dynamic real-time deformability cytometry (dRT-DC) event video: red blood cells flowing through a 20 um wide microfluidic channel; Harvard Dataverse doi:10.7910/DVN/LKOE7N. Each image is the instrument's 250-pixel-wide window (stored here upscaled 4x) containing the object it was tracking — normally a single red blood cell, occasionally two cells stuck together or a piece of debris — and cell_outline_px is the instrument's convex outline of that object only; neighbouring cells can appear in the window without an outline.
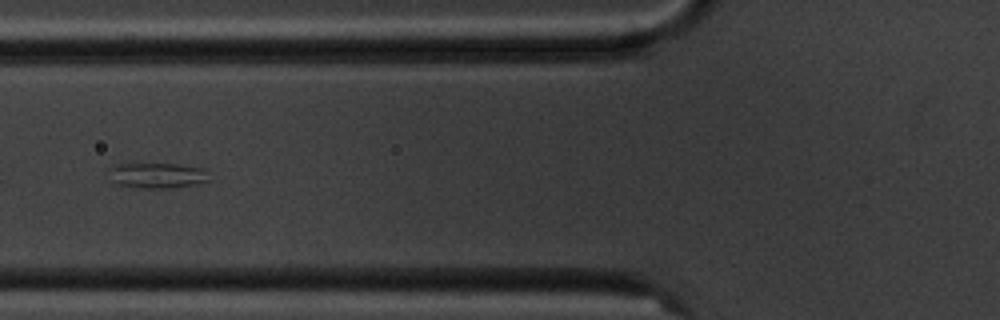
{"species": "common noctule bat (a hibernating species)", "species_latin": "Nyctalus noctula", "temperature_condition": "cold", "stored_images_in_passage": 13, "camera_frame_rate_fps": 3000, "um_per_image_px": 0.085, "animal": {"sex": "male", "body_mass_g": 20.1, "forearm_length_mm": 53.5}, "frame": {"image": 1, "passage_image": 6, "time_ms": 6.667, "image_size_px": [1000, 320], "cell_outline_px": [[212, 180], [196, 184], [172, 188], [144, 188], [116, 184], [108, 180], [108, 168], [112, 164], [176, 164], [204, 168]], "centroid_in_image_um": [13.32, 14.91], "position_along_channel_um": 112.5, "area_um2": 15.2}}
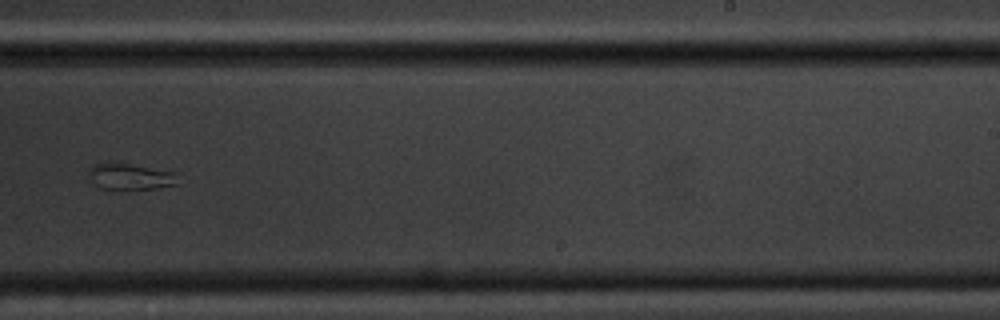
{"frame": {"image": 2, "passage_image": 10, "time_ms": 11.333, "image_size_px": [1000, 320], "cell_outline_px": [[176, 184], [156, 188], [128, 192], [124, 192], [100, 188], [88, 180], [88, 172], [96, 164], [128, 164], [176, 172]], "centroid_in_image_um": [11.03, 15.09], "position_along_channel_um": 278.0, "area_um2": 13.87}}
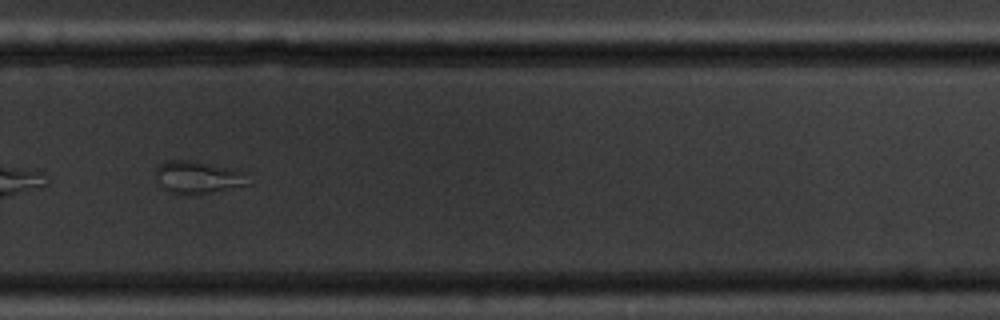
{"frame": {"image": 3, "passage_image": 11, "time_ms": 12.333, "image_size_px": [1000, 320], "cell_outline_px": [[252, 184], [208, 192], [172, 192], [156, 184], [156, 168], [160, 164], [168, 160], [188, 160], [232, 168], [248, 172]], "centroid_in_image_um": [16.88, 15.03], "position_along_channel_um": 312.9, "area_um2": 17.22}, "authors_computed_cell_mechanics": {"area_um2": 18.4382, "velocity_mm_per_s": 3.5432, "shape_relaxation_time_tau1_ms": null, "shape_relaxation_time_tau2_ms": 2.1716, "deformation_change_tau1": null, "deformation_change_tau2": 0.0766}}